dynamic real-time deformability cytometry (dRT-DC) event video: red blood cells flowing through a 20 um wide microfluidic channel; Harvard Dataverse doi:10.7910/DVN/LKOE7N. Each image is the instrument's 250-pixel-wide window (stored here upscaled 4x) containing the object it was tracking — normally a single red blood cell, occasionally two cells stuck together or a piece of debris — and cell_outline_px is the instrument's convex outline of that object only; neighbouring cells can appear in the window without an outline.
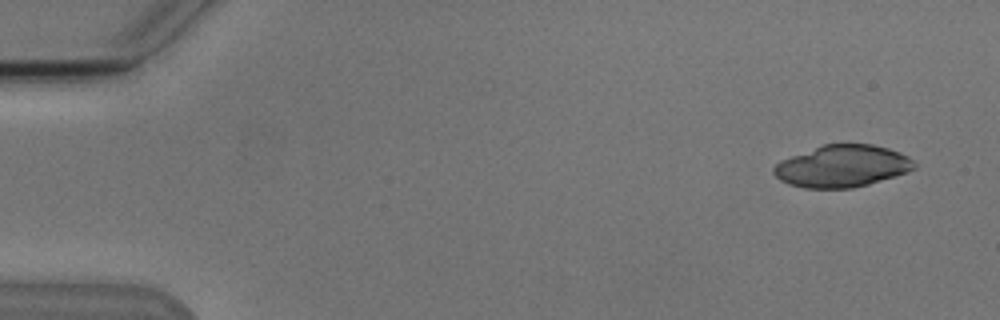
{"species": "Egyptian fruit bat (a non-hibernating species)", "species_latin": "Rousettus aegyptiacus", "temperature_condition": "cold", "stored_images_in_passage": 4, "camera_frame_rate_fps": 3000, "um_per_image_px": 0.085, "animal": {"sex": "male"}, "frame": {"image": 1, "passage_image": 1, "time_ms": 0.0, "image_size_px": [1000, 320], "cell_outline_px": [[916, 168], [908, 172], [868, 184], [852, 188], [804, 188], [788, 184], [780, 180], [772, 172], [772, 168], [780, 160], [824, 144], [872, 144], [888, 148], [900, 152], [908, 156], [916, 164]], "centroid_in_image_um": [71.58, 14.12], "position_along_channel_um": 13.4, "area_um2": 34.39}}